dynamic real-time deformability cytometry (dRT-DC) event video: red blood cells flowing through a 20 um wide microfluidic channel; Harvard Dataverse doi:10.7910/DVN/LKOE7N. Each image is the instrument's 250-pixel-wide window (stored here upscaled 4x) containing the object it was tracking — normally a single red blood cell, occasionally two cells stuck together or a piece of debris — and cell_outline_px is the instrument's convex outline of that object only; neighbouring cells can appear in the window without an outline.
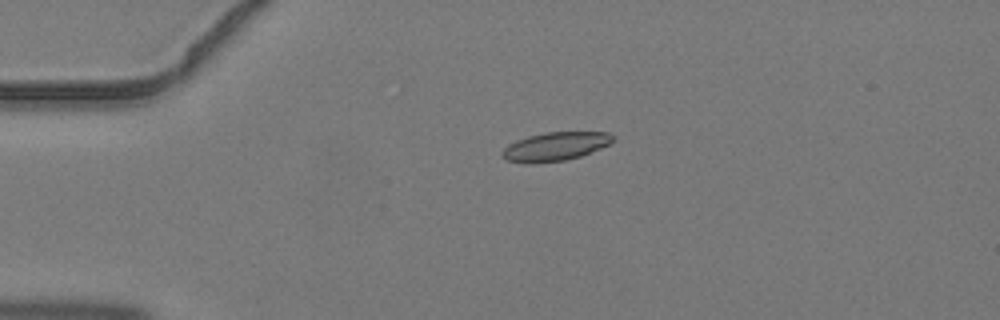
{"species": "common noctule bat (a hibernating species)", "species_latin": "Nyctalus noctula", "temperature_condition": "warm", "stored_images_in_passage": 4, "camera_frame_rate_fps": 3000, "um_per_image_px": 0.085, "animal": {"sex": "male", "body_mass_g": 19.2, "forearm_length_mm": 51.8}, "frame": {"image": 1, "passage_image": 3, "time_ms": 0.667, "image_size_px": [1000, 320], "cell_outline_px": [[616, 140], [600, 148], [580, 156], [564, 160], [532, 164], [528, 164], [508, 160], [500, 156], [500, 152], [508, 144], [516, 140], [528, 136], [544, 132], [608, 132], [616, 136]], "centroid_in_image_um": [47.18, 12.44], "position_along_channel_um": 37.8, "area_um2": 18.61}}